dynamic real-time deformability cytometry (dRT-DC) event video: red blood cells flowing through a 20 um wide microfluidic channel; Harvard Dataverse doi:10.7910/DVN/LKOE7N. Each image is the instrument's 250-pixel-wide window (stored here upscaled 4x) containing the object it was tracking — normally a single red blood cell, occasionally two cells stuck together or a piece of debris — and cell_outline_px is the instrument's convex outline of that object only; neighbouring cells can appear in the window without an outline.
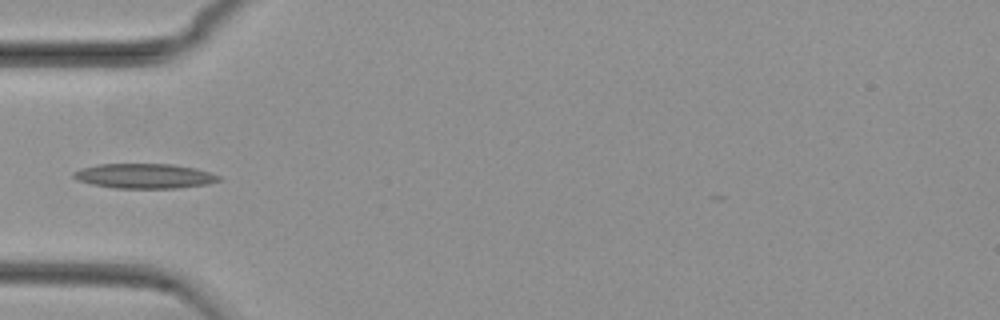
{"species": "common noctule bat (a hibernating species)", "species_latin": "Nyctalus noctula", "temperature_condition": "cold", "stored_images_in_passage": 6, "camera_frame_rate_fps": 3000, "um_per_image_px": 0.085, "animal": {"sex": "female", "body_mass_g": 29.2, "forearm_length_mm": 56.3}, "frame": {"image": 1, "passage_image": 1, "time_ms": 0.0, "image_size_px": [1000, 320], "cell_outline_px": [[220, 180], [208, 184], [180, 188], [116, 188], [92, 184], [80, 180], [72, 176], [72, 172], [80, 168], [100, 164], [172, 164], [196, 168], [220, 176]], "centroid_in_image_um": [12.29, 14.96], "position_along_channel_um": 72.7, "area_um2": 20.92}}
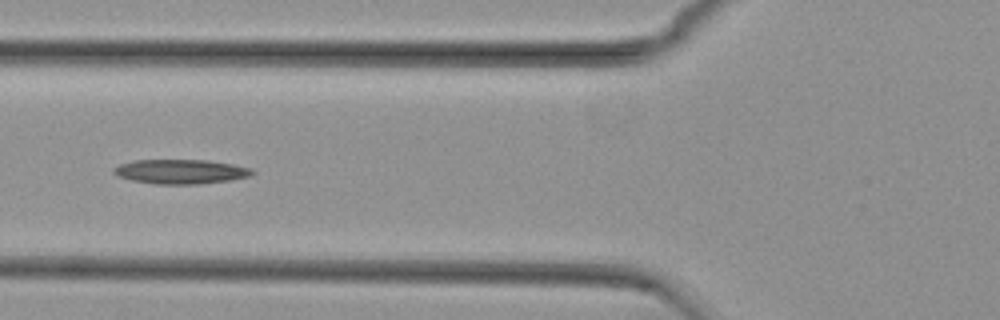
{"frame": {"image": 2, "passage_image": 4, "time_ms": 1.0, "image_size_px": [1000, 320], "cell_outline_px": [[256, 172], [252, 176], [232, 180], [200, 184], [156, 184], [132, 180], [116, 176], [112, 172], [112, 168], [120, 164], [132, 160], [208, 160], [232, 164], [252, 168]], "centroid_in_image_um": [15.38, 14.59], "position_along_channel_um": 110.4, "area_um2": 20.0}}